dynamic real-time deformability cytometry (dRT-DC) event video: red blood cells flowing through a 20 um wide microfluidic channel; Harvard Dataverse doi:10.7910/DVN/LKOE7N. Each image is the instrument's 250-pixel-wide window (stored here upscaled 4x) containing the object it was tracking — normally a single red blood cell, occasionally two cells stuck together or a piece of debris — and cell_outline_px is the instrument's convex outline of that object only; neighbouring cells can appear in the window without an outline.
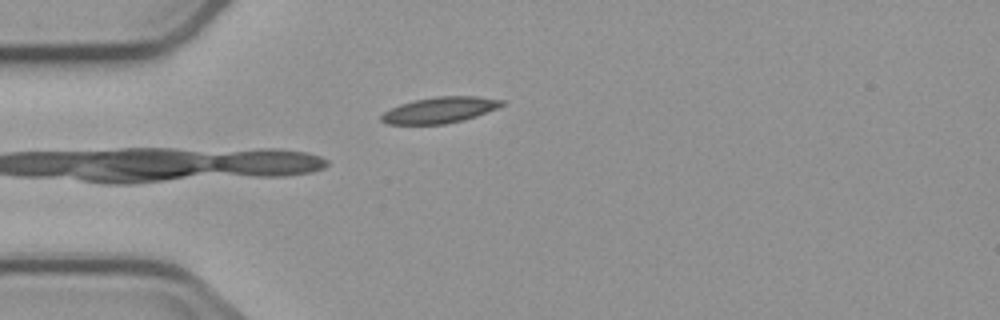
{"species": "common noctule bat (a hibernating species)", "species_latin": "Nyctalus noctula", "temperature_condition": "cold", "stored_images_in_passage": 5, "camera_frame_rate_fps": 3000, "um_per_image_px": 0.085, "animal": {"sex": "male", "body_mass_g": 23.1, "forearm_length_mm": 52.7}, "frame": {"image": 1, "passage_image": 5, "time_ms": 5.0, "image_size_px": [1000, 320], "cell_outline_px": [[504, 104], [496, 108], [476, 116], [464, 120], [444, 124], [388, 124], [380, 120], [380, 116], [384, 112], [400, 104], [412, 100], [436, 96], [476, 96], [504, 100]], "centroid_in_image_um": [37.36, 9.35], "position_along_channel_um": 47.6, "area_um2": 18.21}}